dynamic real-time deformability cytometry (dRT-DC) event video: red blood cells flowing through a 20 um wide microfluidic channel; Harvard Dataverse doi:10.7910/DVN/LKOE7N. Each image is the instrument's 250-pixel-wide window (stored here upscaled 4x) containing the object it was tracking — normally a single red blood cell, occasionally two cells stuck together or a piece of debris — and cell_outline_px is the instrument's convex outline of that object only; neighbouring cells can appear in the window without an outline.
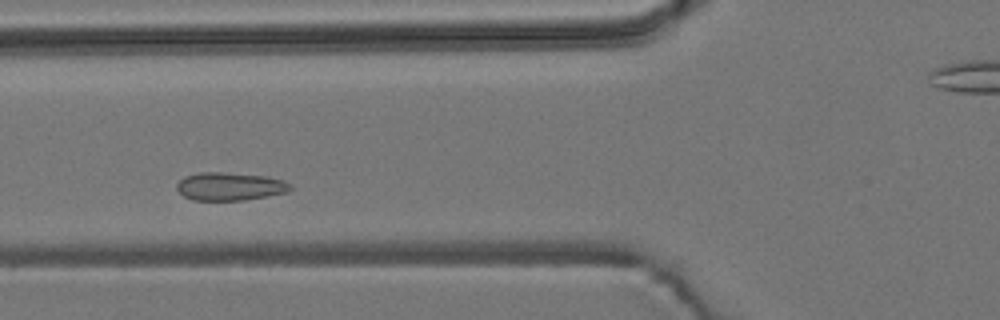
{"species": "common noctule bat (a hibernating species)", "species_latin": "Nyctalus noctula", "temperature_condition": "room temperature", "stored_images_in_passage": 38, "camera_frame_rate_fps": 3000, "um_per_image_px": 0.085, "animal": {"sex": "male", "body_mass_g": 19.2, "forearm_length_mm": 51.8}, "frame": {"image": 1, "passage_image": 6, "time_ms": 1.667, "image_size_px": [1000, 320], "cell_outline_px": [[292, 188], [288, 192], [244, 200], [192, 200], [184, 196], [176, 188], [176, 184], [184, 176], [200, 172], [224, 172], [268, 176], [284, 180], [292, 184]], "centroid_in_image_um": [19.56, 15.83], "position_along_channel_um": 106.2, "area_um2": 18.73}}
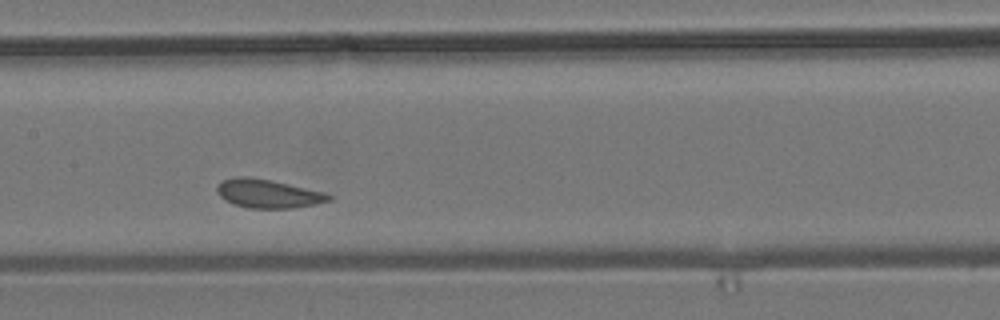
{"frame": {"image": 2, "passage_image": 13, "time_ms": 4.0, "image_size_px": [1000, 320], "cell_outline_px": [[336, 196], [332, 200], [292, 208], [248, 208], [232, 204], [224, 200], [216, 192], [216, 188], [224, 180], [236, 176], [248, 176], [272, 180], [328, 192]], "centroid_in_image_um": [22.83, 16.45], "position_along_channel_um": 184.6, "area_um2": 18.96}}
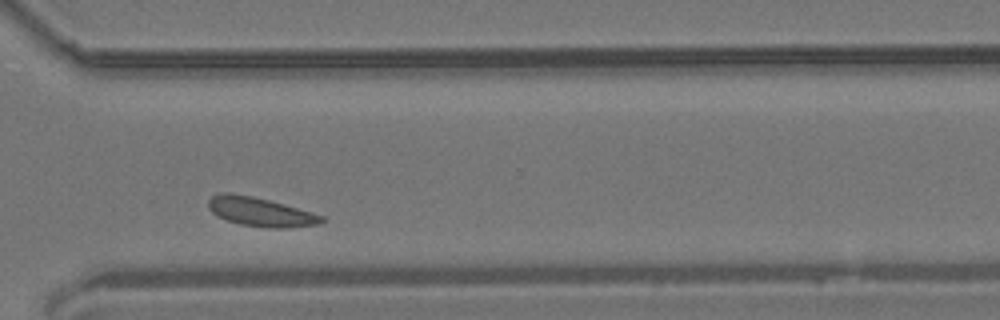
{"frame": {"image": 3, "passage_image": 27, "time_ms": 8.667, "image_size_px": [1000, 320], "cell_outline_px": [[324, 220], [320, 224], [284, 228], [268, 228], [240, 224], [216, 216], [208, 208], [208, 200], [212, 196], [220, 192], [228, 192], [252, 196], [284, 204], [312, 212], [324, 216]], "centroid_in_image_um": [22.12, 18.0], "position_along_channel_um": 348.5, "area_um2": 19.13}, "authors_computed_cell_mechanics": {"area_um2": 18.7272, "velocity_mm_per_s": 3.4908, "shape_relaxation_time_tau1_ms": null, "shape_relaxation_time_tau2_ms": 0.9889, "deformation_change_tau1": null, "deformation_change_tau2": 0.067}}